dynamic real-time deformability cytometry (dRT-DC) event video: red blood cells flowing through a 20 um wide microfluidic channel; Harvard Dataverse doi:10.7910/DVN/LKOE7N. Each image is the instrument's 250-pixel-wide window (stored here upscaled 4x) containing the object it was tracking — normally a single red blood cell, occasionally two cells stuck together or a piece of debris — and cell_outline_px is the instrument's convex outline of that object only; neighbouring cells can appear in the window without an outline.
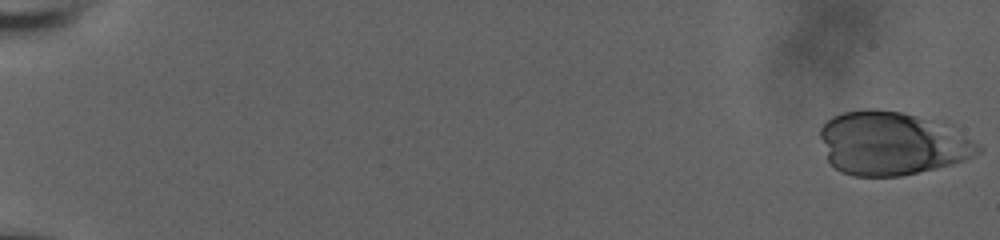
{"species": "human", "species_latin": "Homo sapiens", "temperature_condition": "room temperature", "stored_images_in_passage": 52, "camera_frame_rate_fps": 3000, "um_per_image_px": 0.085, "donor": {"sex": "male"}, "frame": {"image": 1, "passage_image": 1, "time_ms": 0.0, "image_size_px": [1000, 240], "cell_outline_px": [[984, 148], [980, 152], [964, 160], [952, 164], [936, 168], [900, 176], [852, 176], [840, 172], [828, 160], [820, 136], [820, 128], [832, 116], [844, 112], [868, 108], [872, 108], [900, 112], [916, 116], [964, 136]], "centroid_in_image_um": [75.71, 12.21], "position_along_channel_um": 9.3, "area_um2": 57.11}}
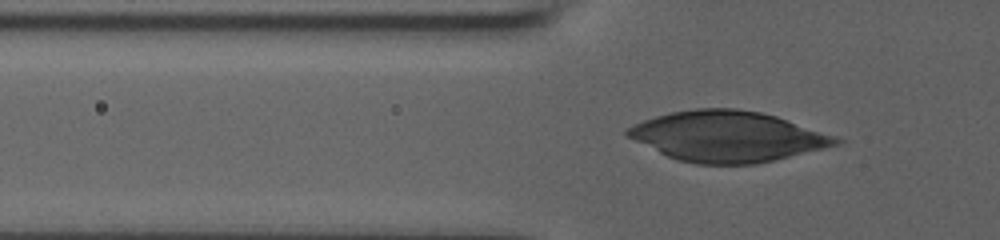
{"frame": {"image": 2, "passage_image": 22, "time_ms": 7.0, "image_size_px": [1000, 240], "cell_outline_px": [[844, 140], [840, 144], [776, 160], [756, 164], [696, 164], [680, 160], [668, 156], [624, 136], [624, 128], [644, 120], [656, 116], [672, 112], [696, 108], [736, 108], [760, 112], [776, 116]], "centroid_in_image_um": [61.79, 11.6], "position_along_channel_um": 64.0, "area_um2": 60.98}}
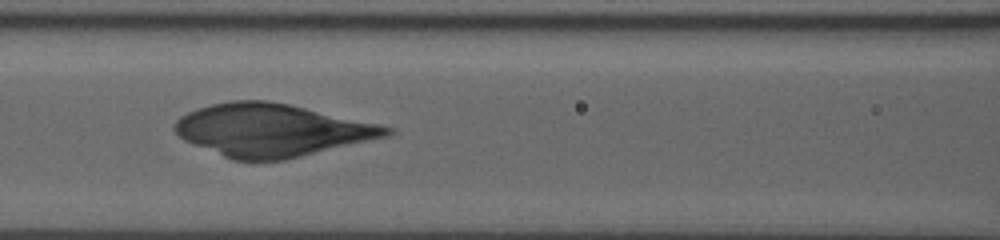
{"frame": {"image": 3, "passage_image": 29, "time_ms": 9.333, "image_size_px": [1000, 240], "cell_outline_px": [[396, 132], [388, 136], [284, 160], [232, 160], [184, 140], [172, 128], [176, 120], [180, 116], [196, 108], [212, 104], [232, 100], [264, 100], [288, 104], [380, 124], [396, 128]], "centroid_in_image_um": [23.1, 11.06], "position_along_channel_um": 143.5, "area_um2": 64.62}}